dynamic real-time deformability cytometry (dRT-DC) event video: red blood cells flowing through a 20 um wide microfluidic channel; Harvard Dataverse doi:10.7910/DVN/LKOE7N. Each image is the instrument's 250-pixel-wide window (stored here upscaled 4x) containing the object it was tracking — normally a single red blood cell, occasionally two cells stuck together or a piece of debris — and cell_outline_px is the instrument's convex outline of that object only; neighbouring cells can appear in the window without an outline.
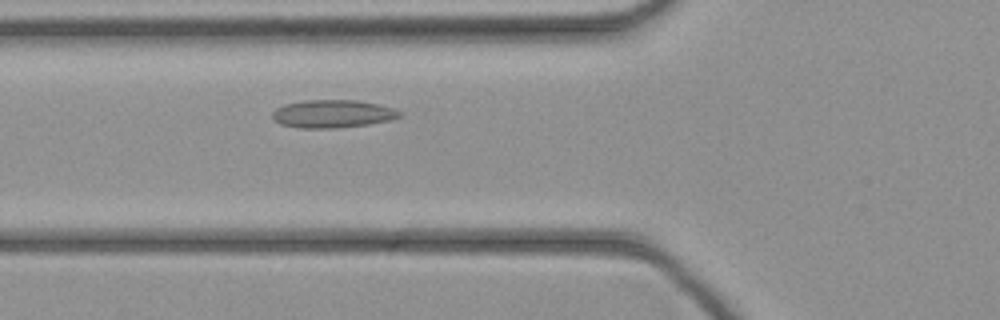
{"species": "common noctule bat (a hibernating species)", "species_latin": "Nyctalus noctula", "temperature_condition": "cold", "stored_images_in_passage": 39, "camera_frame_rate_fps": 3000, "um_per_image_px": 0.085, "animal": {"sex": "female", "body_mass_g": 21.9}, "frame": {"image": 1, "passage_image": 10, "time_ms": 3.0, "image_size_px": [1000, 320], "cell_outline_px": [[400, 116], [392, 120], [368, 124], [340, 128], [300, 128], [280, 124], [272, 120], [272, 112], [276, 108], [284, 104], [304, 100], [360, 100], [380, 104], [392, 108], [400, 112]], "centroid_in_image_um": [28.25, 9.67], "position_along_channel_um": 97.6, "area_um2": 20.92}}
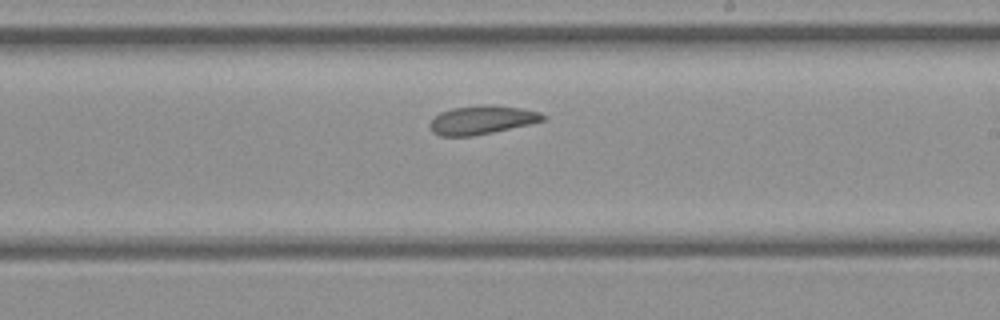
{"frame": {"image": 2, "passage_image": 20, "time_ms": 6.333, "image_size_px": [1000, 320], "cell_outline_px": [[544, 120], [528, 124], [492, 132], [472, 136], [440, 136], [432, 132], [428, 124], [440, 112], [452, 108], [480, 104], [488, 104], [520, 108], [540, 112], [544, 116]], "centroid_in_image_um": [40.9, 10.19], "position_along_channel_um": 248.1, "area_um2": 18.73}}
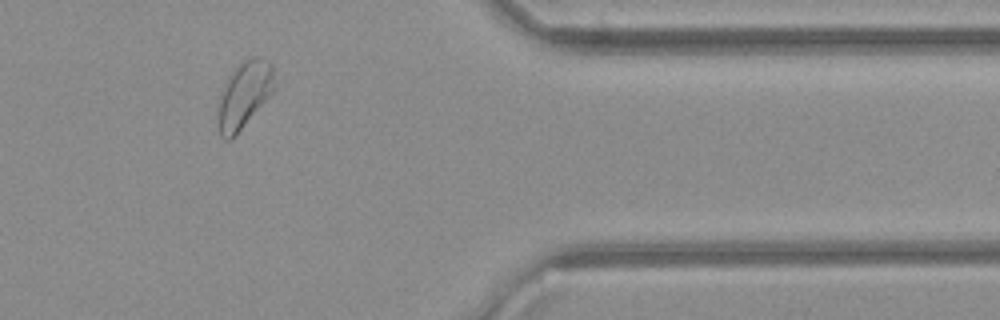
{"frame": {"image": 3, "passage_image": 31, "time_ms": 10.0, "image_size_px": [1000, 320], "cell_outline_px": [[276, 88], [240, 128], [228, 140], [224, 140], [220, 136], [216, 116], [220, 96], [236, 64], [252, 56], [260, 56], [268, 60], [272, 64], [276, 84]], "centroid_in_image_um": [20.77, 7.99], "position_along_channel_um": 390.6, "area_um2": 21.62}}